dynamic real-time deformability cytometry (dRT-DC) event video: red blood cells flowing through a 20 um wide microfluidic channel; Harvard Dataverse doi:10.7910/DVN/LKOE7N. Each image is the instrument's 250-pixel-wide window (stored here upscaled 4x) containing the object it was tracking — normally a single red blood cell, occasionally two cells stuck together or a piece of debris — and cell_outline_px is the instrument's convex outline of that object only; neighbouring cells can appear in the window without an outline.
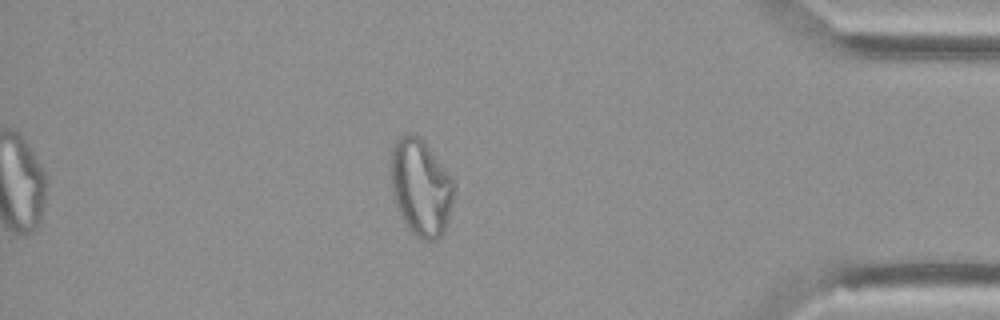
{"species": "Egyptian fruit bat (a non-hibernating species)", "species_latin": "Rousettus aegyptiacus", "temperature_condition": "cold", "stored_images_in_passage": 53, "camera_frame_rate_fps": 3000, "um_per_image_px": 0.085, "animal": {"sex": "female"}, "frame": {"image": 1, "passage_image": 46, "time_ms": 15.0, "image_size_px": [1000, 320], "cell_outline_px": [[456, 188], [448, 220], [444, 232], [436, 240], [420, 240], [408, 228], [400, 216], [396, 208], [392, 196], [388, 176], [388, 164], [392, 144], [400, 136], [408, 132], [412, 132], [420, 136], [424, 140], [452, 176], [456, 184]], "centroid_in_image_um": [35.73, 15.88], "position_along_channel_um": 399.5, "area_um2": 37.17}}